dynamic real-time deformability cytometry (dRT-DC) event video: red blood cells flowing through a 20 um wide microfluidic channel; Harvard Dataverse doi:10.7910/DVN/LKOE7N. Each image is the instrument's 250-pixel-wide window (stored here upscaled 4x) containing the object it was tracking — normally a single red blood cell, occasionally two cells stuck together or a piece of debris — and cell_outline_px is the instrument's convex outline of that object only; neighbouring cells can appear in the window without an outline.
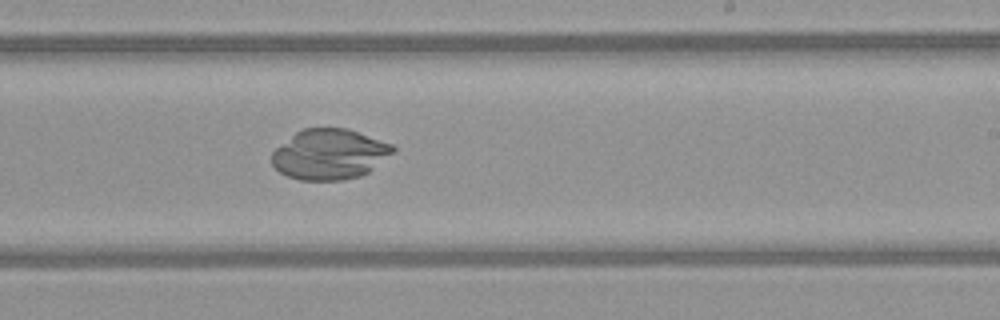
{"species": "common noctule bat (a hibernating species)", "species_latin": "Nyctalus noctula", "temperature_condition": "warm", "stored_images_in_passage": 48, "camera_frame_rate_fps": 3000, "um_per_image_px": 0.085, "animal": {"sex": "female", "body_mass_g": 21.9}, "frame": {"image": 1, "passage_image": 29, "time_ms": 9.333, "image_size_px": [1000, 320], "cell_outline_px": [[396, 152], [368, 172], [360, 176], [344, 180], [300, 180], [288, 176], [280, 172], [272, 164], [272, 152], [276, 148], [296, 132], [304, 128], [348, 128], [392, 144], [396, 148]], "centroid_in_image_um": [28.04, 13.11], "position_along_channel_um": 261.0, "area_um2": 35.6}}